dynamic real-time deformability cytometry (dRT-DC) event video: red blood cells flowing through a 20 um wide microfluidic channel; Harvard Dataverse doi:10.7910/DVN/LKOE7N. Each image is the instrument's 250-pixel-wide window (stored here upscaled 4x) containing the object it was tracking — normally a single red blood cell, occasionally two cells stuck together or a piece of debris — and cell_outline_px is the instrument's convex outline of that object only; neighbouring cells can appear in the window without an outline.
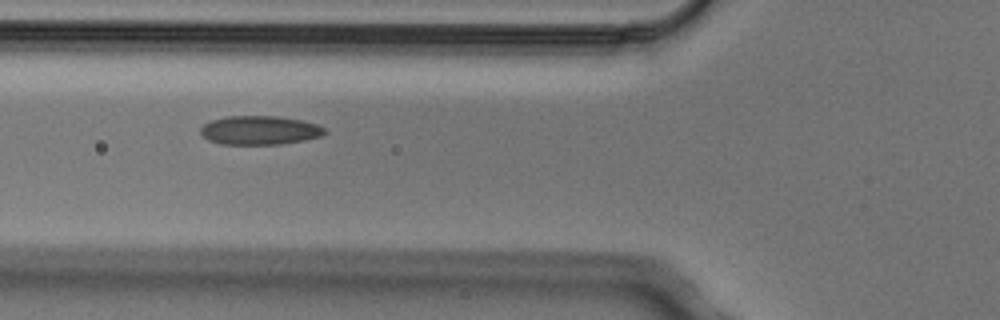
{"species": "Egyptian fruit bat (a non-hibernating species)", "species_latin": "Rousettus aegyptiacus", "temperature_condition": "cold", "stored_images_in_passage": 3, "camera_frame_rate_fps": 3000, "um_per_image_px": 0.085, "animal": {"sex": "male"}, "frame": {"image": 1, "passage_image": 2, "time_ms": 0.333, "image_size_px": [1000, 320], "cell_outline_px": [[328, 132], [320, 136], [304, 140], [280, 144], [220, 144], [208, 140], [200, 132], [200, 128], [204, 124], [212, 120], [228, 116], [276, 116], [300, 120], [316, 124], [324, 128]], "centroid_in_image_um": [22.06, 11.07], "position_along_channel_um": 103.7, "area_um2": 20.75}}
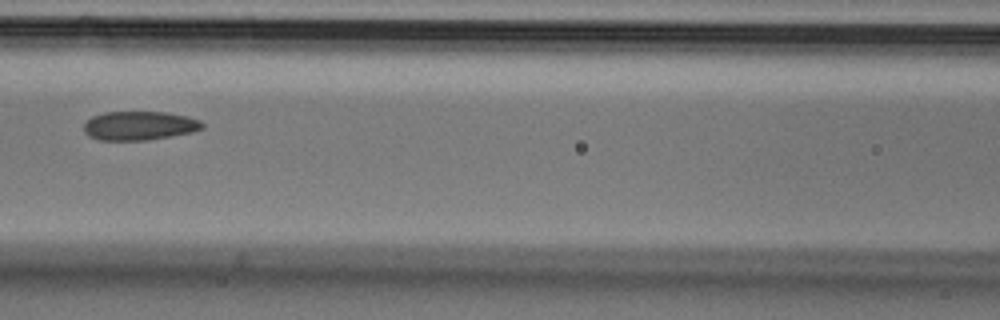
{"frame": {"image": 2, "passage_image": 3, "time_ms": 0.667, "image_size_px": [1000, 320], "cell_outline_px": [[204, 128], [192, 132], [172, 136], [148, 140], [100, 140], [88, 136], [84, 132], [84, 124], [92, 116], [104, 112], [164, 112], [188, 116], [200, 120], [204, 124]], "centroid_in_image_um": [11.86, 10.68], "position_along_channel_um": 154.7, "area_um2": 20.06}}